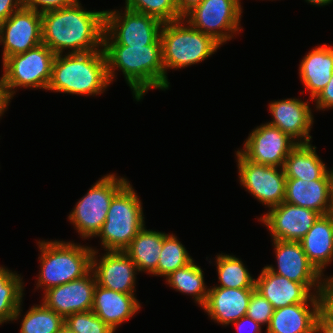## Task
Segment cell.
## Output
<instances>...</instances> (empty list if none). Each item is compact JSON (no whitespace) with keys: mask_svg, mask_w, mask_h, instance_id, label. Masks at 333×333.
Segmentation results:
<instances>
[{"mask_svg":"<svg viewBox=\"0 0 333 333\" xmlns=\"http://www.w3.org/2000/svg\"><path fill=\"white\" fill-rule=\"evenodd\" d=\"M42 16V44L56 55L103 50L105 11H87L81 3L48 10Z\"/></svg>","mask_w":333,"mask_h":333,"instance_id":"obj_1","label":"cell"},{"mask_svg":"<svg viewBox=\"0 0 333 333\" xmlns=\"http://www.w3.org/2000/svg\"><path fill=\"white\" fill-rule=\"evenodd\" d=\"M110 83L118 68L133 90L136 101L150 89H166V75L162 60L161 44L144 46L103 45Z\"/></svg>","mask_w":333,"mask_h":333,"instance_id":"obj_2","label":"cell"},{"mask_svg":"<svg viewBox=\"0 0 333 333\" xmlns=\"http://www.w3.org/2000/svg\"><path fill=\"white\" fill-rule=\"evenodd\" d=\"M110 85L103 50L55 56L47 90L99 95Z\"/></svg>","mask_w":333,"mask_h":333,"instance_id":"obj_3","label":"cell"},{"mask_svg":"<svg viewBox=\"0 0 333 333\" xmlns=\"http://www.w3.org/2000/svg\"><path fill=\"white\" fill-rule=\"evenodd\" d=\"M160 40L166 89L169 88L170 84L167 79V69L177 70L202 62L221 46L211 36L186 23L183 18L163 23Z\"/></svg>","mask_w":333,"mask_h":333,"instance_id":"obj_4","label":"cell"},{"mask_svg":"<svg viewBox=\"0 0 333 333\" xmlns=\"http://www.w3.org/2000/svg\"><path fill=\"white\" fill-rule=\"evenodd\" d=\"M41 255L37 288L44 291L85 276L91 270L93 248L65 241H38Z\"/></svg>","mask_w":333,"mask_h":333,"instance_id":"obj_5","label":"cell"},{"mask_svg":"<svg viewBox=\"0 0 333 333\" xmlns=\"http://www.w3.org/2000/svg\"><path fill=\"white\" fill-rule=\"evenodd\" d=\"M141 200L128 182L112 199L99 233L105 251H124L145 226Z\"/></svg>","mask_w":333,"mask_h":333,"instance_id":"obj_6","label":"cell"},{"mask_svg":"<svg viewBox=\"0 0 333 333\" xmlns=\"http://www.w3.org/2000/svg\"><path fill=\"white\" fill-rule=\"evenodd\" d=\"M126 178L107 174L97 181L75 205L68 219L82 238L97 237L113 197L128 183Z\"/></svg>","mask_w":333,"mask_h":333,"instance_id":"obj_7","label":"cell"},{"mask_svg":"<svg viewBox=\"0 0 333 333\" xmlns=\"http://www.w3.org/2000/svg\"><path fill=\"white\" fill-rule=\"evenodd\" d=\"M56 54L45 44L8 57L2 75L8 96L13 99L17 87L47 90ZM14 89V90H13Z\"/></svg>","mask_w":333,"mask_h":333,"instance_id":"obj_8","label":"cell"},{"mask_svg":"<svg viewBox=\"0 0 333 333\" xmlns=\"http://www.w3.org/2000/svg\"><path fill=\"white\" fill-rule=\"evenodd\" d=\"M105 10L103 45L144 46L161 44L163 23L158 19L128 8L124 12Z\"/></svg>","mask_w":333,"mask_h":333,"instance_id":"obj_9","label":"cell"},{"mask_svg":"<svg viewBox=\"0 0 333 333\" xmlns=\"http://www.w3.org/2000/svg\"><path fill=\"white\" fill-rule=\"evenodd\" d=\"M242 10L240 0H203L183 19L222 45L241 31Z\"/></svg>","mask_w":333,"mask_h":333,"instance_id":"obj_10","label":"cell"},{"mask_svg":"<svg viewBox=\"0 0 333 333\" xmlns=\"http://www.w3.org/2000/svg\"><path fill=\"white\" fill-rule=\"evenodd\" d=\"M236 156L240 183L254 198L268 208L284 202L287 178L283 167L251 162L239 151Z\"/></svg>","mask_w":333,"mask_h":333,"instance_id":"obj_11","label":"cell"},{"mask_svg":"<svg viewBox=\"0 0 333 333\" xmlns=\"http://www.w3.org/2000/svg\"><path fill=\"white\" fill-rule=\"evenodd\" d=\"M2 61L42 44L41 12L22 7L0 23Z\"/></svg>","mask_w":333,"mask_h":333,"instance_id":"obj_12","label":"cell"},{"mask_svg":"<svg viewBox=\"0 0 333 333\" xmlns=\"http://www.w3.org/2000/svg\"><path fill=\"white\" fill-rule=\"evenodd\" d=\"M297 145L289 135L266 123L253 129L244 148L238 151L251 162L283 167L285 159Z\"/></svg>","mask_w":333,"mask_h":333,"instance_id":"obj_13","label":"cell"},{"mask_svg":"<svg viewBox=\"0 0 333 333\" xmlns=\"http://www.w3.org/2000/svg\"><path fill=\"white\" fill-rule=\"evenodd\" d=\"M272 241L278 268L276 270L272 265L265 267L291 281L304 284L310 291L314 290L315 294H318L323 276L308 260L300 241Z\"/></svg>","mask_w":333,"mask_h":333,"instance_id":"obj_14","label":"cell"},{"mask_svg":"<svg viewBox=\"0 0 333 333\" xmlns=\"http://www.w3.org/2000/svg\"><path fill=\"white\" fill-rule=\"evenodd\" d=\"M269 210L259 220L269 229L272 240L300 241L320 216L314 210L286 202Z\"/></svg>","mask_w":333,"mask_h":333,"instance_id":"obj_15","label":"cell"},{"mask_svg":"<svg viewBox=\"0 0 333 333\" xmlns=\"http://www.w3.org/2000/svg\"><path fill=\"white\" fill-rule=\"evenodd\" d=\"M93 250L91 270L97 285L120 293L134 294L138 268L124 251H107L97 257ZM96 255V256H95Z\"/></svg>","mask_w":333,"mask_h":333,"instance_id":"obj_16","label":"cell"},{"mask_svg":"<svg viewBox=\"0 0 333 333\" xmlns=\"http://www.w3.org/2000/svg\"><path fill=\"white\" fill-rule=\"evenodd\" d=\"M96 285L95 276L90 270L79 279L46 290L42 301L64 318L74 313L89 311L92 308Z\"/></svg>","mask_w":333,"mask_h":333,"instance_id":"obj_17","label":"cell"},{"mask_svg":"<svg viewBox=\"0 0 333 333\" xmlns=\"http://www.w3.org/2000/svg\"><path fill=\"white\" fill-rule=\"evenodd\" d=\"M309 102L299 98H287L269 103V111L273 121L267 124L279 128L298 144L310 143V130L313 126V115Z\"/></svg>","mask_w":333,"mask_h":333,"instance_id":"obj_18","label":"cell"},{"mask_svg":"<svg viewBox=\"0 0 333 333\" xmlns=\"http://www.w3.org/2000/svg\"><path fill=\"white\" fill-rule=\"evenodd\" d=\"M284 202L314 210L320 215L332 213L333 169L321 179L309 182L287 178Z\"/></svg>","mask_w":333,"mask_h":333,"instance_id":"obj_19","label":"cell"},{"mask_svg":"<svg viewBox=\"0 0 333 333\" xmlns=\"http://www.w3.org/2000/svg\"><path fill=\"white\" fill-rule=\"evenodd\" d=\"M255 288L271 303L274 310L296 303L319 302L318 294L311 292L304 284L275 274L266 267L256 279Z\"/></svg>","mask_w":333,"mask_h":333,"instance_id":"obj_20","label":"cell"},{"mask_svg":"<svg viewBox=\"0 0 333 333\" xmlns=\"http://www.w3.org/2000/svg\"><path fill=\"white\" fill-rule=\"evenodd\" d=\"M256 288H209L208 297L202 307L212 320L229 325L247 315L252 292Z\"/></svg>","mask_w":333,"mask_h":333,"instance_id":"obj_21","label":"cell"},{"mask_svg":"<svg viewBox=\"0 0 333 333\" xmlns=\"http://www.w3.org/2000/svg\"><path fill=\"white\" fill-rule=\"evenodd\" d=\"M135 294L120 293L96 285L91 310L113 331L136 314L141 305Z\"/></svg>","mask_w":333,"mask_h":333,"instance_id":"obj_22","label":"cell"},{"mask_svg":"<svg viewBox=\"0 0 333 333\" xmlns=\"http://www.w3.org/2000/svg\"><path fill=\"white\" fill-rule=\"evenodd\" d=\"M319 314V302L296 303L276 309L266 333H314Z\"/></svg>","mask_w":333,"mask_h":333,"instance_id":"obj_23","label":"cell"},{"mask_svg":"<svg viewBox=\"0 0 333 333\" xmlns=\"http://www.w3.org/2000/svg\"><path fill=\"white\" fill-rule=\"evenodd\" d=\"M300 243L310 263L324 276L333 260V214L320 215Z\"/></svg>","mask_w":333,"mask_h":333,"instance_id":"obj_24","label":"cell"},{"mask_svg":"<svg viewBox=\"0 0 333 333\" xmlns=\"http://www.w3.org/2000/svg\"><path fill=\"white\" fill-rule=\"evenodd\" d=\"M333 74V47L323 44L308 52L299 65V75L310 100L328 84Z\"/></svg>","mask_w":333,"mask_h":333,"instance_id":"obj_25","label":"cell"},{"mask_svg":"<svg viewBox=\"0 0 333 333\" xmlns=\"http://www.w3.org/2000/svg\"><path fill=\"white\" fill-rule=\"evenodd\" d=\"M166 233L147 230L145 226L131 241L124 252L138 268V272L153 274L157 270L159 256Z\"/></svg>","mask_w":333,"mask_h":333,"instance_id":"obj_26","label":"cell"},{"mask_svg":"<svg viewBox=\"0 0 333 333\" xmlns=\"http://www.w3.org/2000/svg\"><path fill=\"white\" fill-rule=\"evenodd\" d=\"M283 169L286 178L308 182L321 179L329 171L310 143L298 144L285 159Z\"/></svg>","mask_w":333,"mask_h":333,"instance_id":"obj_27","label":"cell"},{"mask_svg":"<svg viewBox=\"0 0 333 333\" xmlns=\"http://www.w3.org/2000/svg\"><path fill=\"white\" fill-rule=\"evenodd\" d=\"M21 275L0 267V324L21 316L24 284Z\"/></svg>","mask_w":333,"mask_h":333,"instance_id":"obj_28","label":"cell"},{"mask_svg":"<svg viewBox=\"0 0 333 333\" xmlns=\"http://www.w3.org/2000/svg\"><path fill=\"white\" fill-rule=\"evenodd\" d=\"M166 282L173 289L193 296L200 307L205 305L209 288L205 284L202 269L194 261L172 272L166 277Z\"/></svg>","mask_w":333,"mask_h":333,"instance_id":"obj_29","label":"cell"},{"mask_svg":"<svg viewBox=\"0 0 333 333\" xmlns=\"http://www.w3.org/2000/svg\"><path fill=\"white\" fill-rule=\"evenodd\" d=\"M216 266L220 282L217 287L255 288L256 279H253L243 262L234 255H217Z\"/></svg>","mask_w":333,"mask_h":333,"instance_id":"obj_30","label":"cell"},{"mask_svg":"<svg viewBox=\"0 0 333 333\" xmlns=\"http://www.w3.org/2000/svg\"><path fill=\"white\" fill-rule=\"evenodd\" d=\"M65 325V318L43 302L34 305L22 319L19 333H56Z\"/></svg>","mask_w":333,"mask_h":333,"instance_id":"obj_31","label":"cell"},{"mask_svg":"<svg viewBox=\"0 0 333 333\" xmlns=\"http://www.w3.org/2000/svg\"><path fill=\"white\" fill-rule=\"evenodd\" d=\"M193 259L182 243L173 234H166L163 238V246L159 256L155 276L167 277L175 270L186 266Z\"/></svg>","mask_w":333,"mask_h":333,"instance_id":"obj_32","label":"cell"},{"mask_svg":"<svg viewBox=\"0 0 333 333\" xmlns=\"http://www.w3.org/2000/svg\"><path fill=\"white\" fill-rule=\"evenodd\" d=\"M125 8L152 16L162 23L180 20L175 0H125Z\"/></svg>","mask_w":333,"mask_h":333,"instance_id":"obj_33","label":"cell"},{"mask_svg":"<svg viewBox=\"0 0 333 333\" xmlns=\"http://www.w3.org/2000/svg\"><path fill=\"white\" fill-rule=\"evenodd\" d=\"M65 326L72 333H114L92 310L65 317Z\"/></svg>","mask_w":333,"mask_h":333,"instance_id":"obj_34","label":"cell"},{"mask_svg":"<svg viewBox=\"0 0 333 333\" xmlns=\"http://www.w3.org/2000/svg\"><path fill=\"white\" fill-rule=\"evenodd\" d=\"M273 312L271 303L255 289L249 300L247 316L261 325L268 326Z\"/></svg>","mask_w":333,"mask_h":333,"instance_id":"obj_35","label":"cell"},{"mask_svg":"<svg viewBox=\"0 0 333 333\" xmlns=\"http://www.w3.org/2000/svg\"><path fill=\"white\" fill-rule=\"evenodd\" d=\"M320 314L333 324V276H327L323 280L318 293Z\"/></svg>","mask_w":333,"mask_h":333,"instance_id":"obj_36","label":"cell"},{"mask_svg":"<svg viewBox=\"0 0 333 333\" xmlns=\"http://www.w3.org/2000/svg\"><path fill=\"white\" fill-rule=\"evenodd\" d=\"M78 2L79 0H23V5L26 8L42 13L48 10L67 7Z\"/></svg>","mask_w":333,"mask_h":333,"instance_id":"obj_37","label":"cell"},{"mask_svg":"<svg viewBox=\"0 0 333 333\" xmlns=\"http://www.w3.org/2000/svg\"><path fill=\"white\" fill-rule=\"evenodd\" d=\"M314 100L316 102L317 110L333 108V74L328 84Z\"/></svg>","mask_w":333,"mask_h":333,"instance_id":"obj_38","label":"cell"},{"mask_svg":"<svg viewBox=\"0 0 333 333\" xmlns=\"http://www.w3.org/2000/svg\"><path fill=\"white\" fill-rule=\"evenodd\" d=\"M23 6V0H0V23L7 20Z\"/></svg>","mask_w":333,"mask_h":333,"instance_id":"obj_39","label":"cell"},{"mask_svg":"<svg viewBox=\"0 0 333 333\" xmlns=\"http://www.w3.org/2000/svg\"><path fill=\"white\" fill-rule=\"evenodd\" d=\"M233 325L236 326L238 333H261V324L254 321L250 317L243 316L238 321H235Z\"/></svg>","mask_w":333,"mask_h":333,"instance_id":"obj_40","label":"cell"},{"mask_svg":"<svg viewBox=\"0 0 333 333\" xmlns=\"http://www.w3.org/2000/svg\"><path fill=\"white\" fill-rule=\"evenodd\" d=\"M203 0H175L179 14L184 17L195 6L199 5Z\"/></svg>","mask_w":333,"mask_h":333,"instance_id":"obj_41","label":"cell"},{"mask_svg":"<svg viewBox=\"0 0 333 333\" xmlns=\"http://www.w3.org/2000/svg\"><path fill=\"white\" fill-rule=\"evenodd\" d=\"M314 333H333V324L319 314L315 323Z\"/></svg>","mask_w":333,"mask_h":333,"instance_id":"obj_42","label":"cell"},{"mask_svg":"<svg viewBox=\"0 0 333 333\" xmlns=\"http://www.w3.org/2000/svg\"><path fill=\"white\" fill-rule=\"evenodd\" d=\"M10 97L8 96L6 87L4 85L3 78H0V116L4 114V111H6L7 106L9 105L8 103L10 101Z\"/></svg>","mask_w":333,"mask_h":333,"instance_id":"obj_43","label":"cell"},{"mask_svg":"<svg viewBox=\"0 0 333 333\" xmlns=\"http://www.w3.org/2000/svg\"><path fill=\"white\" fill-rule=\"evenodd\" d=\"M308 3L316 6H325L333 2V0H306Z\"/></svg>","mask_w":333,"mask_h":333,"instance_id":"obj_44","label":"cell"},{"mask_svg":"<svg viewBox=\"0 0 333 333\" xmlns=\"http://www.w3.org/2000/svg\"><path fill=\"white\" fill-rule=\"evenodd\" d=\"M56 333H72L65 325L59 329Z\"/></svg>","mask_w":333,"mask_h":333,"instance_id":"obj_45","label":"cell"}]
</instances>
